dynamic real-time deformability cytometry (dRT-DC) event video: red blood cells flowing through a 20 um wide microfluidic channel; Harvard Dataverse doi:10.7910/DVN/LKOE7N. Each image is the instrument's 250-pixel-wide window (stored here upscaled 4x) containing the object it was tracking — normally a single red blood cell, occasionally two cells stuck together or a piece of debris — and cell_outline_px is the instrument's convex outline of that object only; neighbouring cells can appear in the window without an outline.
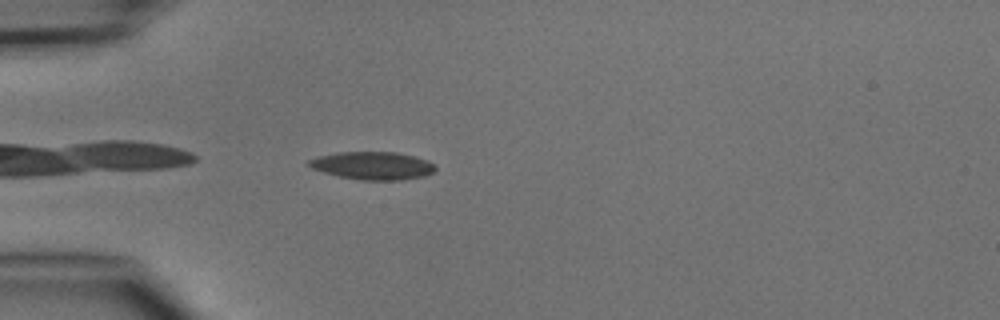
{"species": "common noctule bat (a hibernating species)", "species_latin": "Nyctalus noctula", "temperature_condition": "cold", "stored_images_in_passage": 1, "camera_frame_rate_fps": 3000, "um_per_image_px": 0.085, "animal": {"sex": "male", "body_mass_g": 15.6}, "frame": {"image": 1, "passage_image": 1, "time_ms": 0.0, "image_size_px": [1000, 320], "cell_outline_px": [[436, 168], [432, 172], [424, 176], [400, 180], [360, 180], [340, 176], [324, 172], [312, 168], [304, 164], [308, 160], [316, 156], [336, 152], [396, 152], [428, 160]], "centroid_in_image_um": [31.62, 14.07], "position_along_channel_um": 53.4, "area_um2": 20.52}}